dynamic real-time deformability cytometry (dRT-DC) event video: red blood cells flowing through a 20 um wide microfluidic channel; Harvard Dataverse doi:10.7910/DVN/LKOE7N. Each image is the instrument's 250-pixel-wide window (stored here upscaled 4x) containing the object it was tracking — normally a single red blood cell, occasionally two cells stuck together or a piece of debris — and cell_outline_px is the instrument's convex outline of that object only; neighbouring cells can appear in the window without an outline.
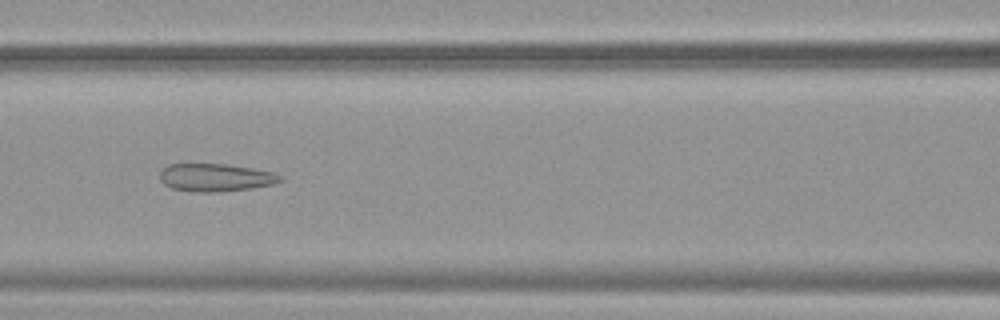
{"species": "common noctule bat (a hibernating species)", "species_latin": "Nyctalus noctula", "temperature_condition": "warm", "stored_images_in_passage": 52, "camera_frame_rate_fps": 3000, "um_per_image_px": 0.085, "animal": {"sex": "female", "body_mass_g": 19.9}, "frame": {"image": 1, "passage_image": 23, "time_ms": 7.333, "image_size_px": [1000, 320], "cell_outline_px": [[284, 180], [272, 184], [252, 188], [216, 192], [196, 192], [172, 188], [164, 184], [160, 180], [160, 172], [168, 164], [224, 164], [252, 168], [272, 172], [284, 176]], "centroid_in_image_um": [18.34, 15.09], "position_along_channel_um": 148.3, "area_um2": 19.48}}
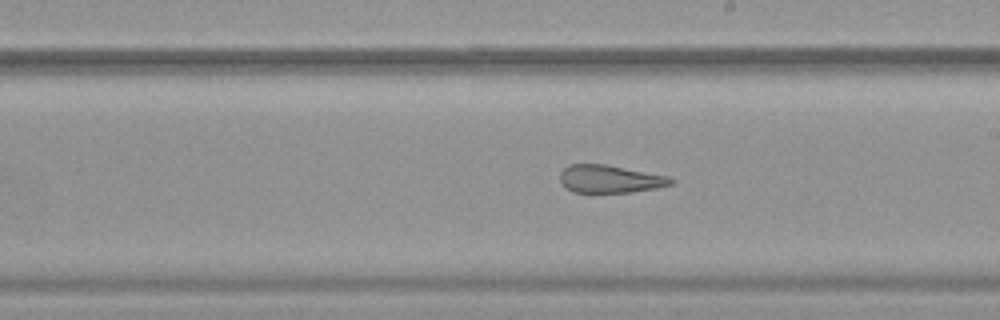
{"frame": {"image": 2, "passage_image": 30, "time_ms": 9.667, "image_size_px": [1000, 320], "cell_outline_px": [[676, 180], [672, 184], [656, 188], [632, 192], [592, 196], [572, 192], [560, 180], [560, 172], [568, 164], [608, 164], [668, 176]], "centroid_in_image_um": [51.82, 15.26], "position_along_channel_um": 237.2, "area_um2": 18.84}}
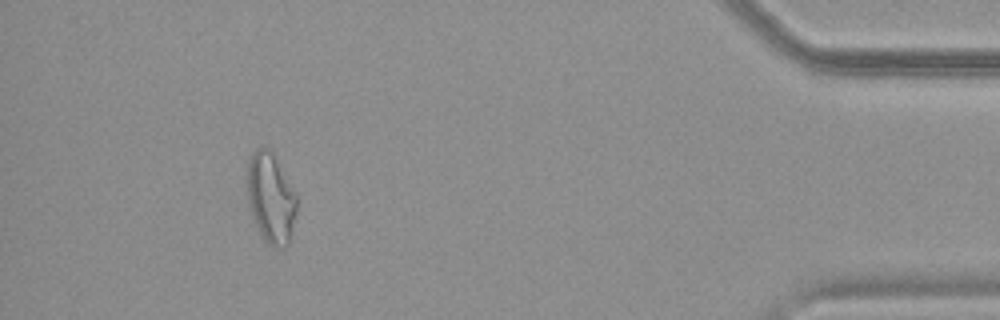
{"frame": {"image": 3, "passage_image": 48, "time_ms": 15.667, "image_size_px": [1000, 320], "cell_outline_px": [[296, 216], [292, 236], [288, 244], [284, 248], [268, 244], [260, 236], [252, 216], [248, 204], [244, 184], [244, 172], [248, 160], [252, 152], [256, 148], [268, 148], [272, 152], [296, 196]], "centroid_in_image_um": [22.95, 16.84], "position_along_channel_um": 412.3, "area_um2": 26.65}, "authors_computed_cell_mechanics": {"area_um2": 24.1604, "velocity_mm_per_s": 3.8243, "shape_relaxation_time_tau1_ms": null, "shape_relaxation_time_tau2_ms": 2.4506, "deformation_change_tau1": null, "deformation_change_tau2": 0.1242}}